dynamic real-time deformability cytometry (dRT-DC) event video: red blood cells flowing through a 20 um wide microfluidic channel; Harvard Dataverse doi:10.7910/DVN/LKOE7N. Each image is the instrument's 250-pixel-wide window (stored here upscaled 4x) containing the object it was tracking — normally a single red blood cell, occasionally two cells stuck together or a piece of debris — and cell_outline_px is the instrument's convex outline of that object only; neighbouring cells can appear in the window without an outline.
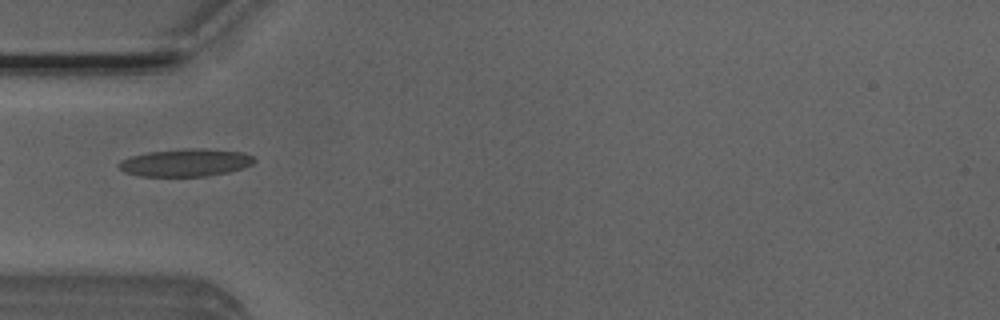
{"species": "Egyptian fruit bat (a non-hibernating species)", "species_latin": "Rousettus aegyptiacus", "temperature_condition": "room temperature", "stored_images_in_passage": 5, "camera_frame_rate_fps": 3000, "um_per_image_px": 0.085, "animal": {"sex": "male"}, "frame": {"image": 1, "passage_image": 5, "time_ms": 1.333, "image_size_px": [1000, 320], "cell_outline_px": [[256, 160], [252, 164], [228, 172], [204, 176], [140, 176], [124, 172], [116, 164], [120, 160], [132, 156], [148, 152], [188, 148], [204, 148], [244, 152], [252, 156]], "centroid_in_image_um": [15.76, 13.81], "position_along_channel_um": 69.2, "area_um2": 21.73}}